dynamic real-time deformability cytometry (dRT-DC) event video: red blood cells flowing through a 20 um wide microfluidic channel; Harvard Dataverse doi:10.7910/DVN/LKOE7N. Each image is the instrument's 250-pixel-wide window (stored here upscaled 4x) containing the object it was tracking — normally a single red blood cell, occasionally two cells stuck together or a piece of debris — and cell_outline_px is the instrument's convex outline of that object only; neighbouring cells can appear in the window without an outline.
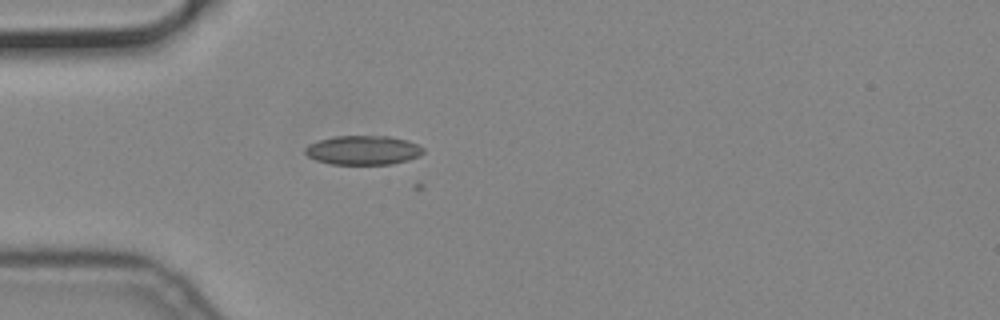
{"species": "common noctule bat (a hibernating species)", "species_latin": "Nyctalus noctula", "temperature_condition": "cold", "stored_images_in_passage": 21, "camera_frame_rate_fps": 3000, "um_per_image_px": 0.085, "animal": {"sex": "male", "body_mass_g": 19.2, "forearm_length_mm": 51.8}, "frame": {"image": 1, "passage_image": 13, "time_ms": 4.0, "image_size_px": [1000, 320], "cell_outline_px": [[424, 152], [420, 156], [408, 160], [392, 164], [332, 164], [316, 160], [308, 156], [304, 152], [304, 148], [308, 144], [332, 136], [388, 136], [408, 140], [424, 148]], "centroid_in_image_um": [30.87, 12.76], "position_along_channel_um": 54.1, "area_um2": 20.17}}
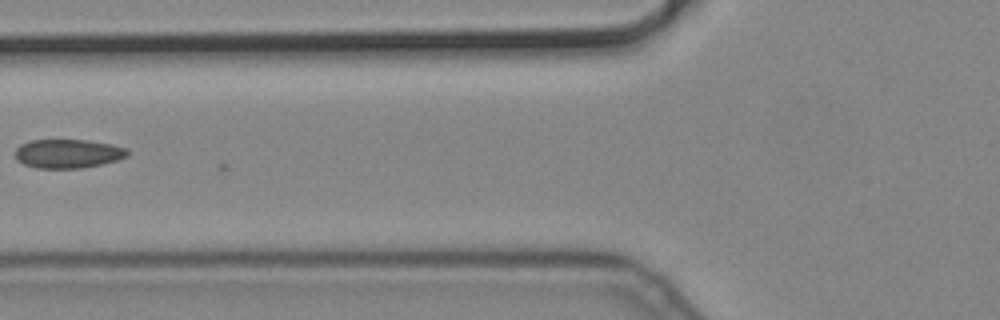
{"frame": {"image": 2, "passage_image": 19, "time_ms": 6.0, "image_size_px": [1000, 320], "cell_outline_px": [[128, 156], [116, 160], [100, 164], [80, 168], [36, 168], [24, 164], [16, 160], [16, 148], [20, 144], [28, 140], [88, 140], [112, 144], [128, 148]], "centroid_in_image_um": [5.76, 13.05], "position_along_channel_um": 120.0, "area_um2": 18.96}}